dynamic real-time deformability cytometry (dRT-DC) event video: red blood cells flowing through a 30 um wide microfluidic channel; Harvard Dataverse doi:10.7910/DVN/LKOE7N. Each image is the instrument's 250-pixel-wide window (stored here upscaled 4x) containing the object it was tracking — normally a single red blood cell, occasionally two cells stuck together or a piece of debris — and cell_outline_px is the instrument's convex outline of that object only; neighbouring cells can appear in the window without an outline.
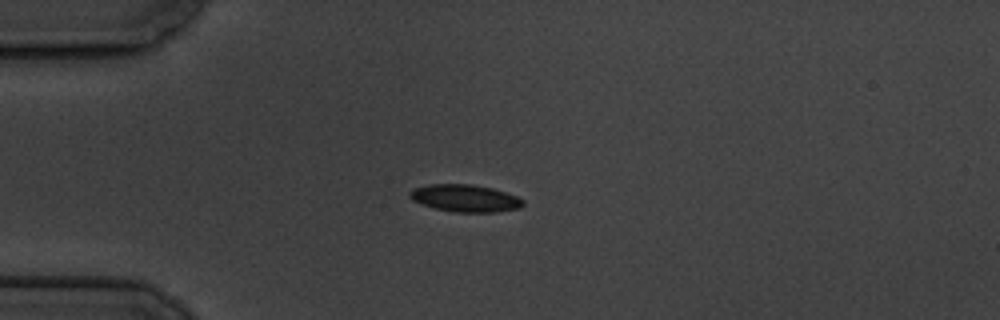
{"species": "common noctule bat (a hibernating species)", "species_latin": "Nyctalus noctula", "temperature_condition": "cold", "stored_images_in_passage": 44, "camera_frame_rate_fps": 3000, "um_per_image_px": 0.085, "animal": {"sex": "male", "body_mass_g": 19.5, "forearm_length_mm": 54.6}, "frame": {"image": 1, "passage_image": 1, "time_ms": 0.0, "image_size_px": [1000, 320], "cell_outline_px": [[524, 204], [520, 208], [496, 212], [456, 212], [436, 208], [420, 204], [412, 200], [408, 196], [408, 192], [416, 188], [428, 184], [472, 184], [492, 188], [516, 196], [524, 200]], "centroid_in_image_um": [39.52, 16.85], "position_along_channel_um": 45.5, "area_um2": 17.98}}
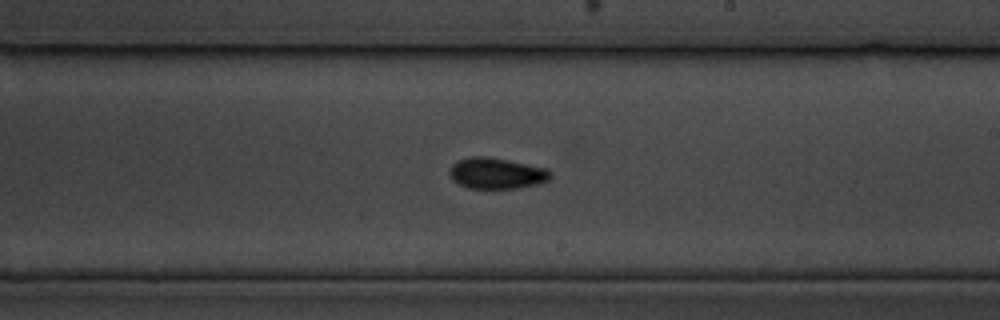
{"frame": {"image": 2, "passage_image": 20, "time_ms": 6.333, "image_size_px": [1000, 320], "cell_outline_px": [[552, 176], [548, 180], [536, 184], [520, 188], [468, 188], [452, 180], [448, 172], [452, 164], [456, 160], [472, 156], [488, 156], [548, 168], [552, 172]], "centroid_in_image_um": [42.2, 14.72], "position_along_channel_um": 246.8, "area_um2": 18.44}}
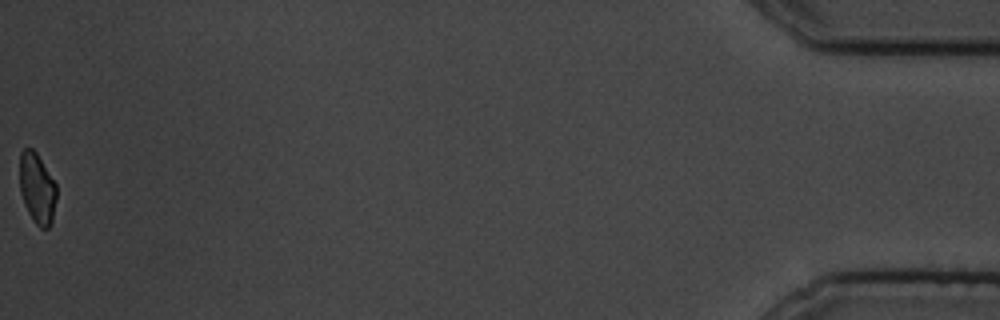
{"frame": {"image": 3, "passage_image": 44, "time_ms": 14.333, "image_size_px": [1000, 320], "cell_outline_px": [[56, 200], [52, 220], [48, 228], [40, 228], [32, 220], [24, 204], [20, 192], [20, 152], [24, 148], [32, 148], [36, 152], [56, 184]], "centroid_in_image_um": [3.15, 16.01], "position_along_channel_um": 432.1, "area_um2": 15.14}, "authors_computed_cell_mechanics": {"area_um2": 17.5134, "velocity_mm_per_s": 3.496, "shape_relaxation_time_tau1_ms": 3.8642, "shape_relaxation_time_tau2_ms": null, "deformation_change_tau1": 0.1012, "deformation_change_tau2": null}}